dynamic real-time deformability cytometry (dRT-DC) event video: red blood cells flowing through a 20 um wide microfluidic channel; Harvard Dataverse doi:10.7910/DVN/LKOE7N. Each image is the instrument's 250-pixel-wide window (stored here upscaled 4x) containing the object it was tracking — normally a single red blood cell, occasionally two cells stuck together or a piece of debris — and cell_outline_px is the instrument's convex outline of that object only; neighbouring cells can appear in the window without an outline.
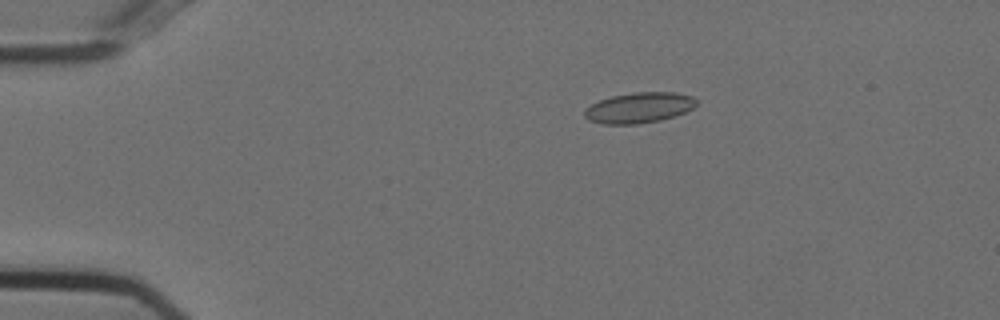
{"species": "Egyptian fruit bat (a non-hibernating species)", "species_latin": "Rousettus aegyptiacus", "temperature_condition": "cold", "stored_images_in_passage": 55, "camera_frame_rate_fps": 3000, "um_per_image_px": 0.085, "animal": {"sex": "female"}, "frame": {"image": 1, "passage_image": 11, "time_ms": 3.333, "image_size_px": [1000, 320], "cell_outline_px": [[696, 104], [692, 108], [676, 116], [660, 120], [636, 124], [604, 124], [588, 120], [584, 116], [584, 112], [592, 104], [600, 100], [612, 96], [632, 92], [676, 92], [692, 96], [696, 100]], "centroid_in_image_um": [54.33, 9.15], "position_along_channel_um": 30.7, "area_um2": 19.83}}
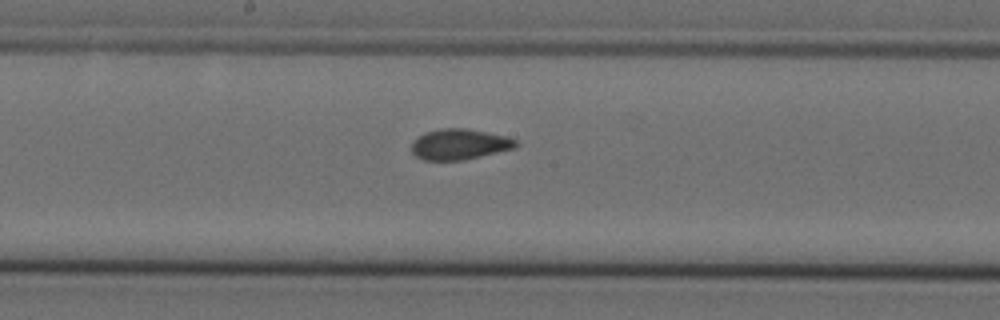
{"frame": {"image": 2, "passage_image": 30, "time_ms": 9.667, "image_size_px": [1000, 320], "cell_outline_px": [[520, 144], [516, 148], [464, 160], [424, 160], [416, 156], [412, 152], [412, 140], [424, 132], [440, 128], [468, 128], [504, 136], [516, 140]], "centroid_in_image_um": [39.05, 12.26], "position_along_channel_um": 209.2, "area_um2": 18.79}}
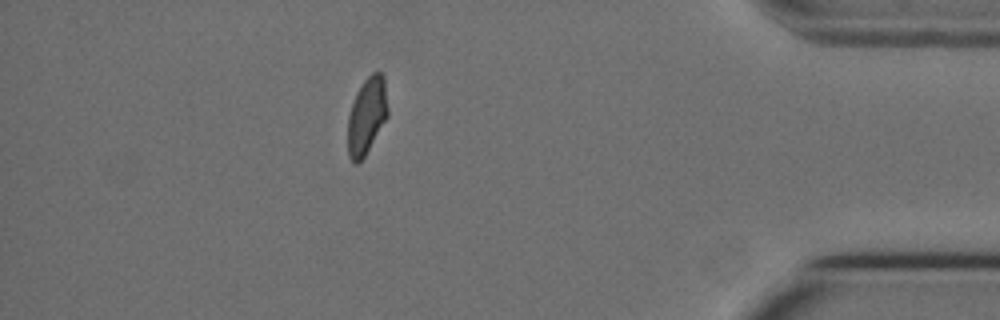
{"frame": {"image": 3, "passage_image": 49, "time_ms": 16.0, "image_size_px": [1000, 320], "cell_outline_px": [[388, 116], [364, 156], [356, 164], [352, 164], [348, 156], [348, 116], [356, 92], [364, 80], [372, 72], [380, 72], [384, 76], [388, 108]], "centroid_in_image_um": [31.17, 9.83], "position_along_channel_um": 404.0, "area_um2": 17.86}, "authors_computed_cell_mechanics": {"area_um2": 19.0162, "velocity_mm_per_s": 3.7143, "shape_relaxation_time_tau1_ms": null, "shape_relaxation_time_tau2_ms": 1.1812, "deformation_change_tau1": null, "deformation_change_tau2": 0.0433}}